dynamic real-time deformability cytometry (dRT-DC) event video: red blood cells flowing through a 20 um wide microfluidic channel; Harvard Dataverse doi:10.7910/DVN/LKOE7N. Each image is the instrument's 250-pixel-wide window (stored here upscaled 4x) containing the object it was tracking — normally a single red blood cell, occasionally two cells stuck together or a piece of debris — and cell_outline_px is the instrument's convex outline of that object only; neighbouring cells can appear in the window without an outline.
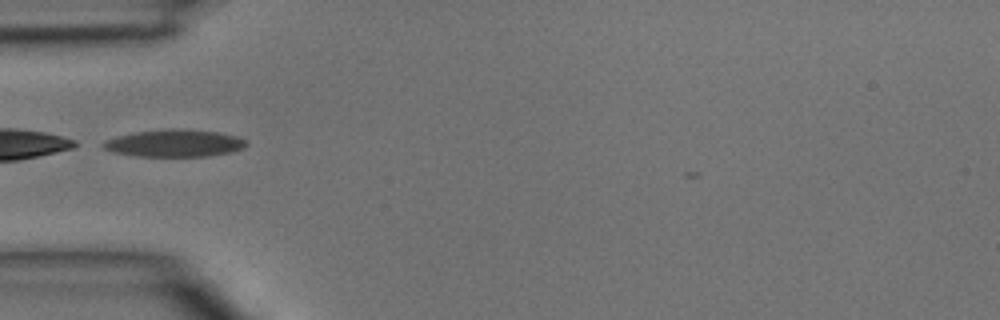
{"species": "common noctule bat (a hibernating species)", "species_latin": "Nyctalus noctula", "temperature_condition": "room temperature", "stored_images_in_passage": 1, "camera_frame_rate_fps": 3000, "um_per_image_px": 0.085, "animal": {"sex": "male", "body_mass_g": 15.6}, "frame": {"image": 1, "passage_image": 1, "time_ms": 0.0, "image_size_px": [1000, 320], "cell_outline_px": [[248, 144], [244, 148], [228, 152], [208, 156], [136, 156], [112, 152], [104, 148], [100, 144], [104, 140], [116, 136], [136, 132], [168, 128], [184, 128], [220, 132], [236, 136], [244, 140]], "centroid_in_image_um": [14.8, 12.16], "position_along_channel_um": 70.2, "area_um2": 22.89}}